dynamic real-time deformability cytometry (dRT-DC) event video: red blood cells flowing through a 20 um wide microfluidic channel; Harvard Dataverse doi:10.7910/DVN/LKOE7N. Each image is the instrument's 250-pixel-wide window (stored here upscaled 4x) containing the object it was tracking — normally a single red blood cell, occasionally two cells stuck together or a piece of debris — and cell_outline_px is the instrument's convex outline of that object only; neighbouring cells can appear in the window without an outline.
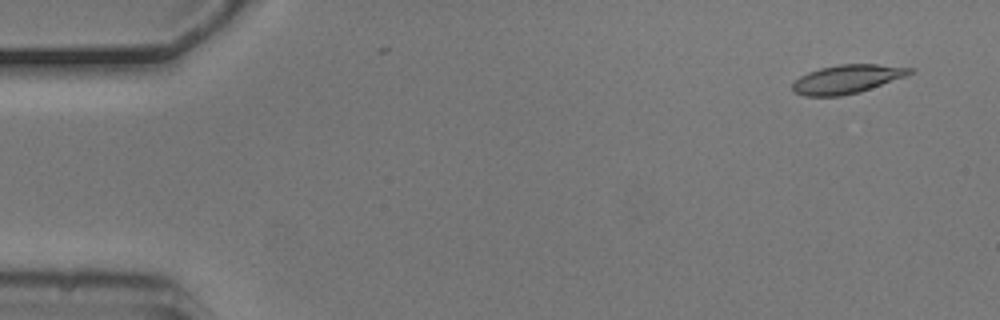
{"species": "common noctule bat (a hibernating species)", "species_latin": "Nyctalus noctula", "temperature_condition": "cold", "stored_images_in_passage": 4, "camera_frame_rate_fps": 3000, "um_per_image_px": 0.085, "animal": {"sex": "male", "body_mass_g": 20.5, "forearm_length_mm": 52.5}, "frame": {"image": 1, "passage_image": 1, "time_ms": 0.0, "image_size_px": [1000, 320], "cell_outline_px": [[916, 72], [860, 92], [840, 96], [804, 96], [792, 92], [792, 84], [800, 76], [808, 72], [820, 68], [840, 64], [876, 64], [916, 68]], "centroid_in_image_um": [72.0, 6.72], "position_along_channel_um": 13.0, "area_um2": 19.65}}